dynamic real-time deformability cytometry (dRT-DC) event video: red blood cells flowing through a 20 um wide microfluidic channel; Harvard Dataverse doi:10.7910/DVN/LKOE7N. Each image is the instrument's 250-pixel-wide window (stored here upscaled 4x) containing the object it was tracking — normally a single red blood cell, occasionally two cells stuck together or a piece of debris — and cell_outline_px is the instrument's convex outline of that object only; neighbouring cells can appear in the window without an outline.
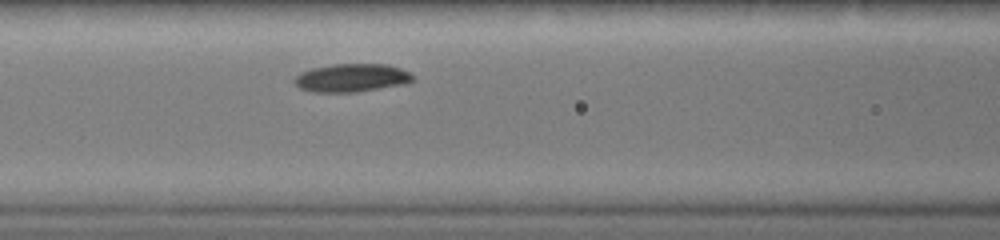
{"species": "common noctule bat (a hibernating species)", "species_latin": "Nyctalus noctula", "temperature_condition": "warm", "stored_images_in_passage": 21, "camera_frame_rate_fps": 3000, "um_per_image_px": 0.085, "animal": {"sex": "female", "body_mass_g": 19.0, "forearm_length_mm": 51.5}, "frame": {"image": 1, "passage_image": 7, "time_ms": 2.0, "image_size_px": [1000, 240], "cell_outline_px": [[412, 80], [404, 84], [356, 92], [316, 92], [300, 88], [296, 84], [296, 76], [300, 72], [312, 68], [332, 64], [388, 64], [400, 68], [408, 72], [412, 76]], "centroid_in_image_um": [29.88, 6.61], "position_along_channel_um": 136.7, "area_um2": 19.19}}
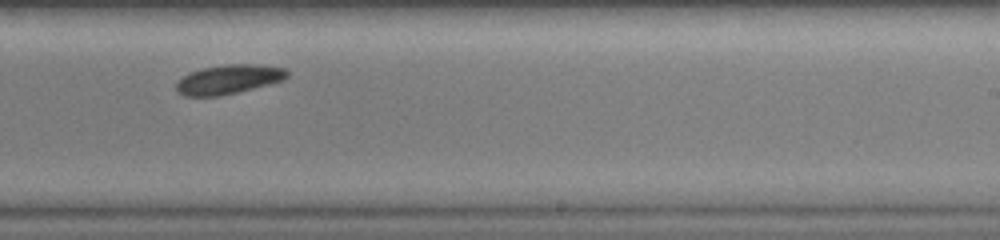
{"frame": {"image": 2, "passage_image": 14, "time_ms": 4.333, "image_size_px": [1000, 240], "cell_outline_px": [[288, 76], [284, 80], [236, 92], [216, 96], [184, 96], [176, 88], [176, 84], [184, 76], [192, 72], [204, 68], [228, 64], [260, 64], [284, 68], [288, 72]], "centroid_in_image_um": [19.47, 6.73], "position_along_channel_um": 269.5, "area_um2": 18.5}}
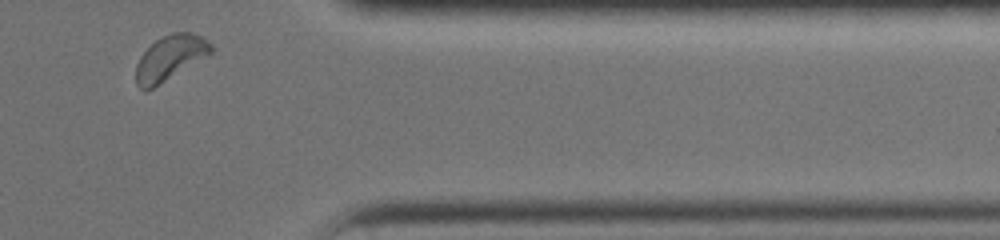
{"frame": {"image": 3, "passage_image": 21, "time_ms": 6.667, "image_size_px": [1000, 240], "cell_outline_px": [[212, 52], [152, 88], [140, 88], [136, 84], [136, 64], [140, 56], [156, 40], [172, 32], [188, 32], [200, 36], [212, 44]], "centroid_in_image_um": [14.43, 4.89], "position_along_channel_um": 397.0, "area_um2": 18.9}}